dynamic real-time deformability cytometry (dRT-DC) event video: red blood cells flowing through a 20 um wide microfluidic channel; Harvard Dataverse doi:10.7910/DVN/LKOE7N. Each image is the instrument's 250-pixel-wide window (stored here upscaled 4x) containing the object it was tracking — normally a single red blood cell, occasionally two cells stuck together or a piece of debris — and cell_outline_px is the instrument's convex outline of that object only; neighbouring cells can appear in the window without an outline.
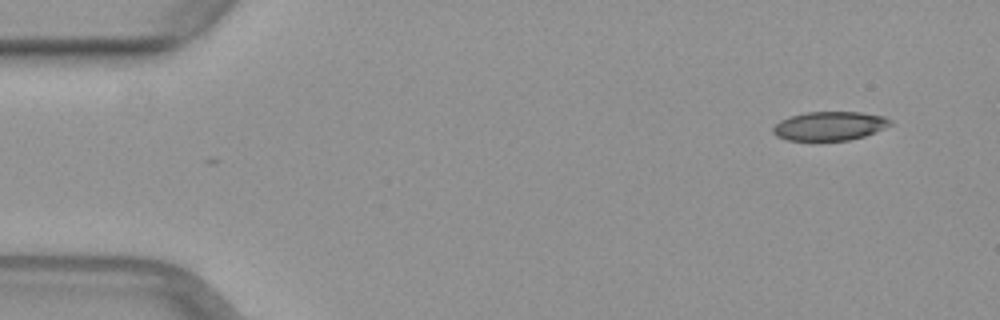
{"species": "common noctule bat (a hibernating species)", "species_latin": "Nyctalus noctula", "temperature_condition": "warm", "stored_images_in_passage": 13, "camera_frame_rate_fps": 3000, "um_per_image_px": 0.085, "animal": {"sex": "female", "body_mass_g": 29.2, "forearm_length_mm": 56.3}, "frame": {"image": 1, "passage_image": 1, "time_ms": 0.0, "image_size_px": [1000, 320], "cell_outline_px": [[892, 124], [876, 132], [864, 136], [848, 140], [788, 140], [776, 136], [772, 132], [772, 128], [780, 120], [788, 116], [804, 112], [860, 112], [884, 116], [892, 120]], "centroid_in_image_um": [70.5, 10.7], "position_along_channel_um": 14.5, "area_um2": 19.83}}
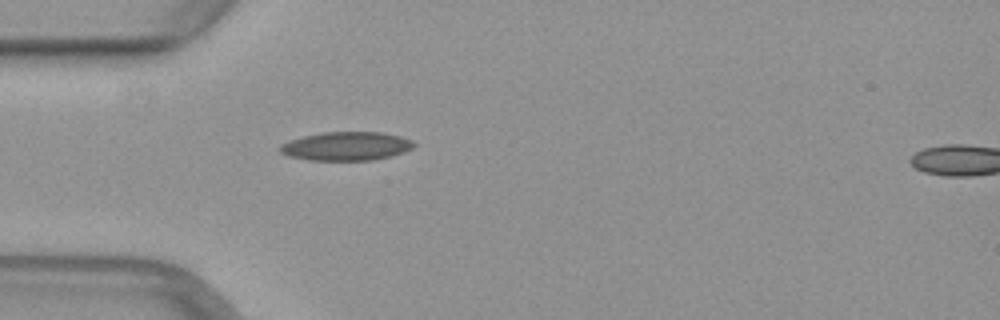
{"frame": {"image": 2, "passage_image": 12, "time_ms": 3.667, "image_size_px": [1000, 320], "cell_outline_px": [[416, 144], [412, 148], [404, 152], [372, 160], [308, 160], [288, 156], [280, 152], [280, 144], [304, 136], [324, 132], [384, 132], [400, 136], [412, 140]], "centroid_in_image_um": [29.45, 12.42], "position_along_channel_um": 55.6, "area_um2": 22.25}}